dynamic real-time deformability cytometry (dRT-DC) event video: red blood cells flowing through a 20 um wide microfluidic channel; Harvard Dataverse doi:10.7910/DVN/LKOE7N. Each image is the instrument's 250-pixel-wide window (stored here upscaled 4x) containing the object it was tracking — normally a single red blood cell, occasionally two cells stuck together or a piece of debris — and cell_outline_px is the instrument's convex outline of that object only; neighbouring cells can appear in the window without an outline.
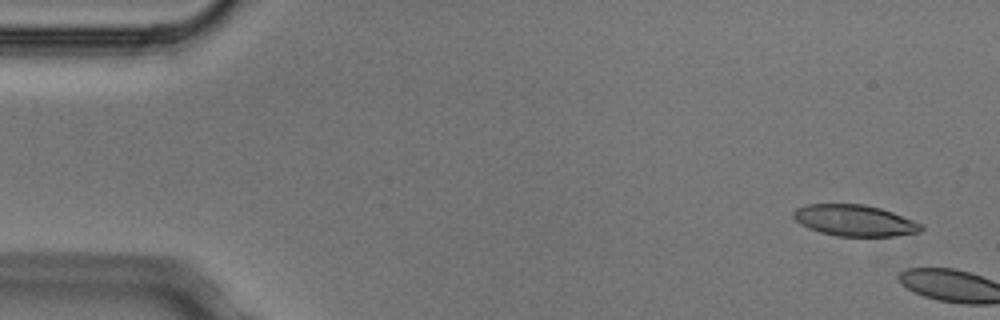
{"species": "Egyptian fruit bat (a non-hibernating species)", "species_latin": "Rousettus aegyptiacus", "temperature_condition": "cold", "stored_images_in_passage": 2, "camera_frame_rate_fps": 3000, "um_per_image_px": 0.085, "animal": {"sex": "male"}, "frame": {"image": 1, "passage_image": 1, "time_ms": 0.0, "image_size_px": [1000, 320], "cell_outline_px": [[924, 228], [920, 232], [896, 236], [836, 236], [820, 232], [808, 228], [800, 224], [792, 216], [792, 212], [796, 208], [808, 204], [864, 204], [880, 208], [892, 212], [924, 224]], "centroid_in_image_um": [72.65, 18.74], "position_along_channel_um": 12.3, "area_um2": 23.41}}